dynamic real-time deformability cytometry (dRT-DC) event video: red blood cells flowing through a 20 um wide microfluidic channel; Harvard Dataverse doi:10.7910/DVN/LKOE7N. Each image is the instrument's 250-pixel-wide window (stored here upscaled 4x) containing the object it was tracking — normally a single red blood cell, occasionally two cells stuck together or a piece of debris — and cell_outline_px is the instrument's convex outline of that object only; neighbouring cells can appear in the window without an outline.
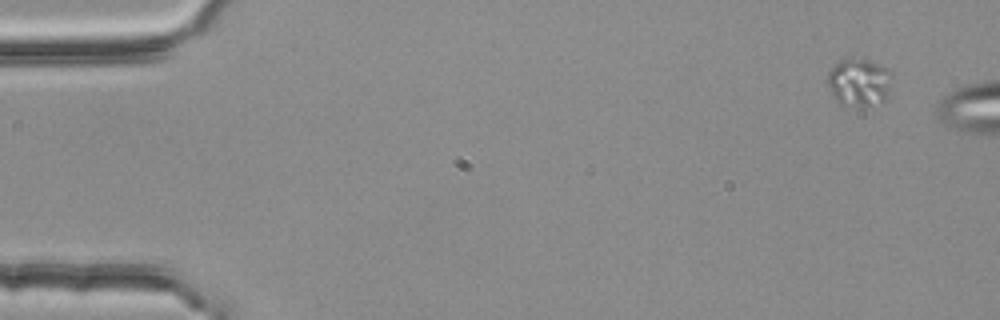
{"species": "common noctule bat (a hibernating species)", "species_latin": "Nyctalus noctula", "temperature_condition": "room temperature", "stored_images_in_passage": 3, "camera_frame_rate_fps": 3000, "um_per_image_px": 0.085, "animal": {"sex": "female", "body_mass_g": 25.1}, "frame": {"image": 1, "passage_image": 1, "time_ms": 0.0, "image_size_px": [1000, 320], "cell_outline_px": [[888, 88], [884, 104], [840, 104], [836, 100], [828, 84], [828, 72], [836, 60], [848, 56], [864, 60], [876, 64], [884, 68], [888, 72]], "centroid_in_image_um": [72.93, 6.95], "position_along_channel_um": 12.1, "area_um2": 17.34}}